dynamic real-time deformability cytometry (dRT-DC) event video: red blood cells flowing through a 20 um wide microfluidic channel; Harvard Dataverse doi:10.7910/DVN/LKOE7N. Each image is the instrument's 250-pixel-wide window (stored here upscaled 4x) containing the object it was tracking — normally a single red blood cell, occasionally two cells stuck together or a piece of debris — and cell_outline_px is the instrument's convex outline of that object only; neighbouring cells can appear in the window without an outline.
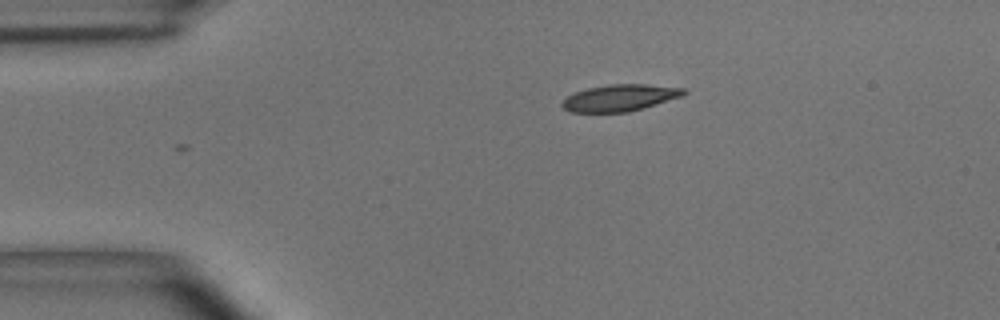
{"species": "common noctule bat (a hibernating species)", "species_latin": "Nyctalus noctula", "temperature_condition": "room temperature", "stored_images_in_passage": 3, "camera_frame_rate_fps": 3000, "um_per_image_px": 0.085, "animal": {"sex": "male", "body_mass_g": 15.6}, "frame": {"image": 1, "passage_image": 1, "time_ms": 0.0, "image_size_px": [1000, 320], "cell_outline_px": [[688, 92], [684, 96], [644, 108], [628, 112], [572, 112], [564, 108], [560, 104], [568, 96], [576, 92], [588, 88], [608, 84], [648, 84], [688, 88]], "centroid_in_image_um": [52.78, 8.3], "position_along_channel_um": 32.2, "area_um2": 19.07}}